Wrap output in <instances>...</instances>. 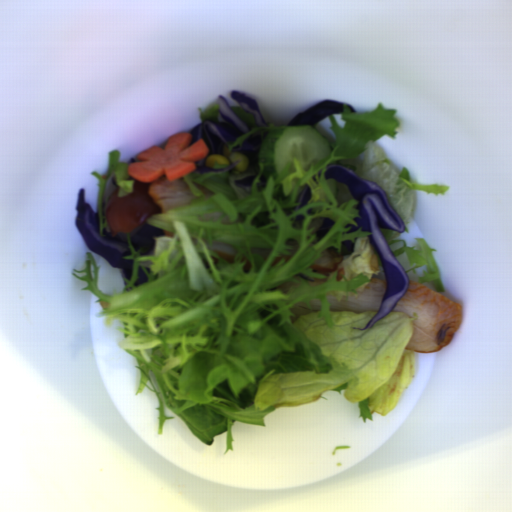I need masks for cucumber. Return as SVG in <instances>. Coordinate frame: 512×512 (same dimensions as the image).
Listing matches in <instances>:
<instances>
[{
	"instance_id": "8b760119",
	"label": "cucumber",
	"mask_w": 512,
	"mask_h": 512,
	"mask_svg": "<svg viewBox=\"0 0 512 512\" xmlns=\"http://www.w3.org/2000/svg\"><path fill=\"white\" fill-rule=\"evenodd\" d=\"M258 151L265 179H277L283 167L294 159L306 172L330 156L331 146L313 125L273 127L260 137Z\"/></svg>"
}]
</instances>
